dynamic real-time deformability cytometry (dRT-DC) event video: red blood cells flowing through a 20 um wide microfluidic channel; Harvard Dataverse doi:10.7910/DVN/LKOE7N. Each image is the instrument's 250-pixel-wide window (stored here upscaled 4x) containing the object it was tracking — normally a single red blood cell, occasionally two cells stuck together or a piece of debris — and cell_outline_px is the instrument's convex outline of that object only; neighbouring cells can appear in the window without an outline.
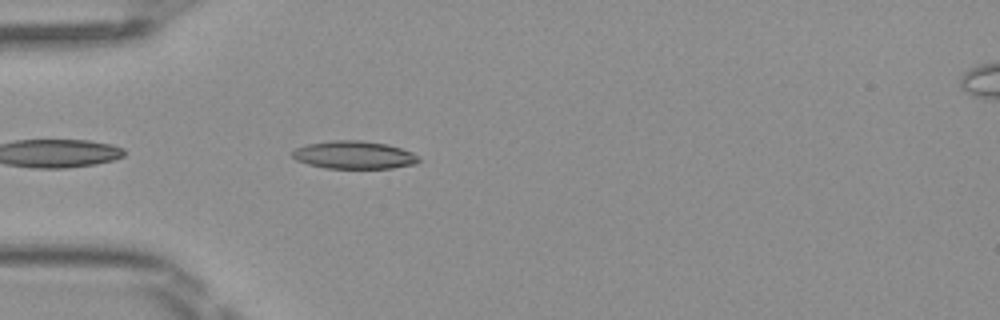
{"species": "Egyptian fruit bat (a non-hibernating species)", "species_latin": "Rousettus aegyptiacus", "temperature_condition": "room temperature", "stored_images_in_passage": 37, "camera_frame_rate_fps": 3000, "um_per_image_px": 0.085, "frame": {"image": 1, "passage_image": 2, "time_ms": 0.333, "image_size_px": [1000, 320], "cell_outline_px": [[420, 160], [416, 164], [392, 168], [324, 168], [308, 164], [296, 160], [292, 156], [292, 152], [296, 148], [308, 144], [332, 140], [360, 140], [388, 144], [412, 152]], "centroid_in_image_um": [30.09, 13.17], "position_along_channel_um": 54.9, "area_um2": 20.46}}
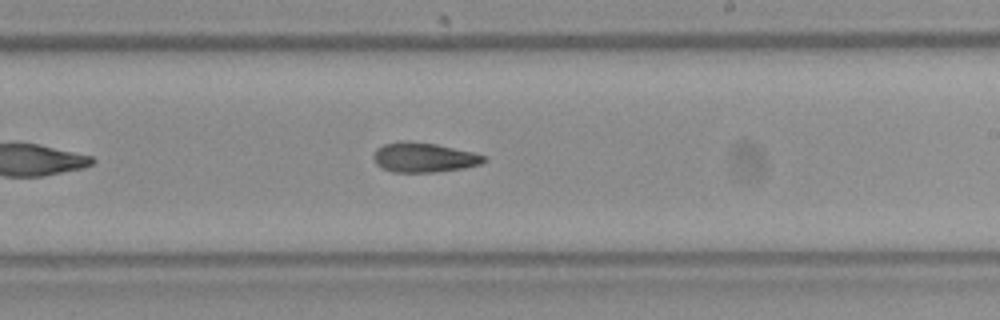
{"frame": {"image": 2, "passage_image": 17, "time_ms": 5.333, "image_size_px": [1000, 320], "cell_outline_px": [[488, 160], [480, 164], [464, 168], [436, 172], [392, 172], [376, 164], [372, 156], [376, 148], [384, 144], [400, 140], [436, 144], [472, 152], [488, 156]], "centroid_in_image_um": [36.03, 13.38], "position_along_channel_um": 253.0, "area_um2": 19.19}}
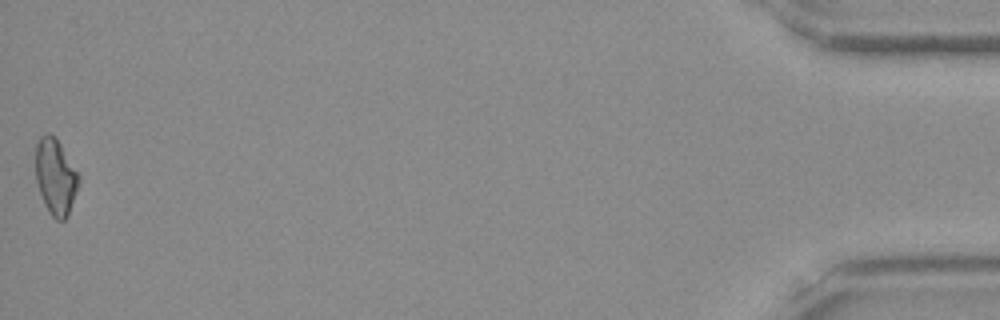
{"frame": {"image": 3, "passage_image": 37, "time_ms": 12.0, "image_size_px": [1000, 320], "cell_outline_px": [[80, 180], [68, 216], [64, 220], [56, 220], [48, 212], [44, 204], [36, 180], [36, 144], [40, 136], [48, 132], [56, 136], [80, 176]], "centroid_in_image_um": [4.72, 15.0], "position_along_channel_um": 430.5, "area_um2": 19.19}, "authors_computed_cell_mechanics": {"area_um2": 19.1896, "velocity_mm_per_s": 4.0971, "shape_relaxation_time_tau1_ms": 8.751, "shape_relaxation_time_tau2_ms": 7.2496, "deformation_change_tau1": 0.2129, "deformation_change_tau2": 0.1803}}